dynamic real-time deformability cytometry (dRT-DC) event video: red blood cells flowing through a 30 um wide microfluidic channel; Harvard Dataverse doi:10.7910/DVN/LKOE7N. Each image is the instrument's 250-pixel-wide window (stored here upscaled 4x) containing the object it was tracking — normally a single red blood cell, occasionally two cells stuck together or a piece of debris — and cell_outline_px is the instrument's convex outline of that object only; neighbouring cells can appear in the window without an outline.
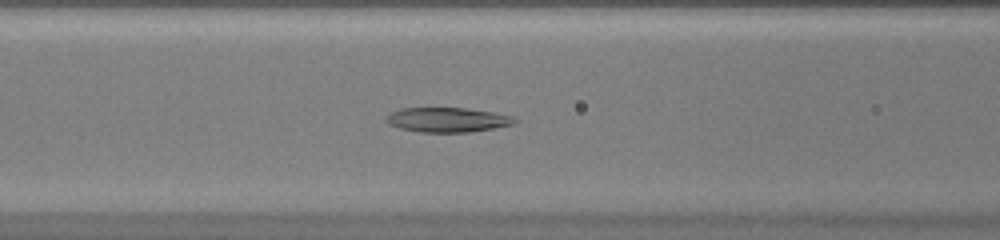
{"species": "common noctule bat (a hibernating species)", "species_latin": "Nyctalus noctula", "temperature_condition": "warm", "stored_images_in_passage": 52, "camera_frame_rate_fps": 3000, "um_per_image_px": 0.085, "animal": {"sex": "female", "body_mass_g": 20.0, "forearm_length_mm": 54.0}, "frame": {"image": 1, "passage_image": 23, "time_ms": 7.333, "image_size_px": [1000, 240], "cell_outline_px": [[520, 120], [516, 124], [468, 132], [420, 132], [400, 128], [388, 124], [384, 120], [384, 116], [400, 108], [464, 108], [496, 112], [516, 116]], "centroid_in_image_um": [38.07, 10.17], "position_along_channel_um": 128.5, "area_um2": 18.73}}
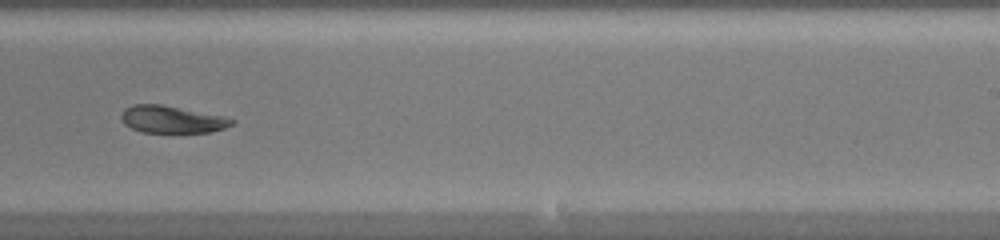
{"frame": {"image": 2, "passage_image": 34, "time_ms": 11.0, "image_size_px": [1000, 240], "cell_outline_px": [[236, 120], [232, 124], [224, 128], [212, 132], [140, 132], [124, 124], [120, 116], [124, 108], [132, 104], [160, 104], [224, 116]], "centroid_in_image_um": [14.59, 10.14], "position_along_channel_um": 274.4, "area_um2": 17.51}}
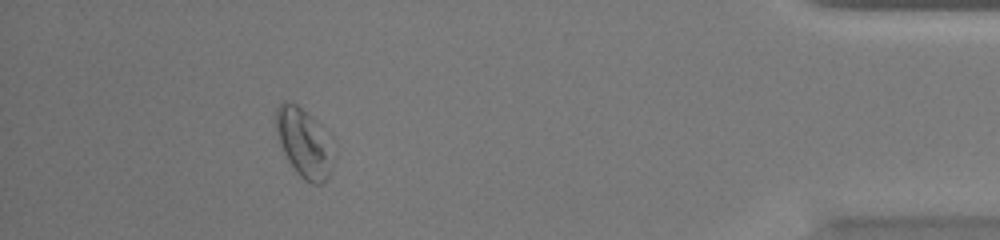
{"frame": {"image": 3, "passage_image": 48, "time_ms": 15.667, "image_size_px": [1000, 240], "cell_outline_px": [[336, 156], [328, 176], [320, 184], [312, 184], [304, 180], [296, 172], [288, 160], [280, 144], [276, 132], [276, 108], [284, 100], [288, 100], [296, 104], [312, 116], [332, 136], [336, 152]], "centroid_in_image_um": [25.91, 12.13], "position_along_channel_um": 409.3, "area_um2": 23.81}, "authors_computed_cell_mechanics": {"area_um2": 21.8484, "velocity_mm_per_s": 3.98, "shape_relaxation_time_tau1_ms": null, "shape_relaxation_time_tau2_ms": 2.6522, "deformation_change_tau1": null, "deformation_change_tau2": 0.0699}}